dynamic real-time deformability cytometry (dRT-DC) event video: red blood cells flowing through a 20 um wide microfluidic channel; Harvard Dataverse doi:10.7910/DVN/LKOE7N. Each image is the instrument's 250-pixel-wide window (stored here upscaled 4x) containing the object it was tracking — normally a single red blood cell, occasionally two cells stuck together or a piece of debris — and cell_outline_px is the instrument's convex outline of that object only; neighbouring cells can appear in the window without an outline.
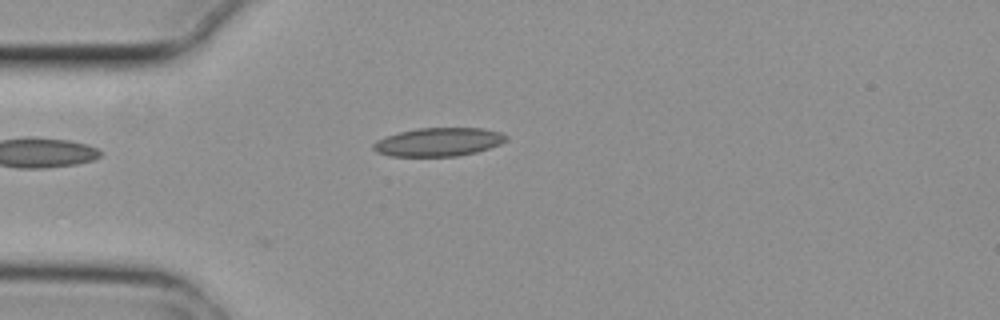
{"species": "common noctule bat (a hibernating species)", "species_latin": "Nyctalus noctula", "temperature_condition": "cold", "stored_images_in_passage": 1, "camera_frame_rate_fps": 3000, "um_per_image_px": 0.085, "animal": {"sex": "female", "body_mass_g": 29.2, "forearm_length_mm": 56.3}, "frame": {"image": 1, "passage_image": 1, "time_ms": 0.0, "image_size_px": [1000, 320], "cell_outline_px": [[508, 140], [500, 144], [476, 152], [456, 156], [392, 156], [376, 152], [372, 148], [372, 144], [376, 140], [400, 132], [416, 128], [484, 128], [500, 132], [508, 136]], "centroid_in_image_um": [37.28, 12.06], "position_along_channel_um": 47.7, "area_um2": 22.02}}